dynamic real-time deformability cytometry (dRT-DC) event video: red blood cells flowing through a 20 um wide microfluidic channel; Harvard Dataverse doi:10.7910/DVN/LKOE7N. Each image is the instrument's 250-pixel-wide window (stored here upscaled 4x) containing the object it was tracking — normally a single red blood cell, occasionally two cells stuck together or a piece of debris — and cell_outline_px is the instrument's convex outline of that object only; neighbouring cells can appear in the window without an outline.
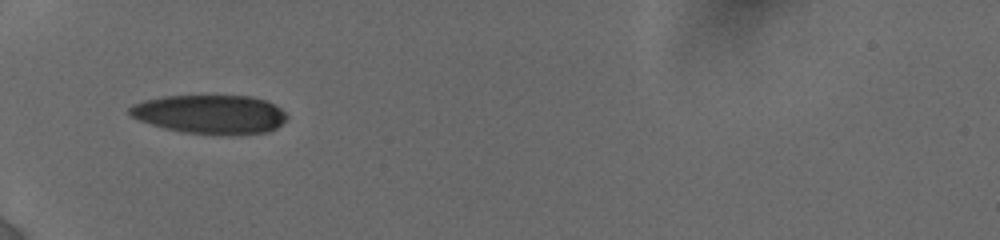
{"species": "human", "species_latin": "Homo sapiens", "temperature_condition": "cold", "stored_images_in_passage": 3, "camera_frame_rate_fps": 3000, "um_per_image_px": 0.085, "donor": {"sex": "female"}, "frame": {"image": 1, "passage_image": 2, "time_ms": 1.0, "image_size_px": [1000, 240], "cell_outline_px": [[288, 116], [276, 128], [264, 132], [184, 132], [164, 128], [140, 120], [132, 116], [128, 112], [128, 108], [132, 104], [144, 100], [164, 96], [252, 96], [264, 100], [280, 108]], "centroid_in_image_um": [17.8, 9.67], "position_along_channel_um": 67.2, "area_um2": 34.45}}